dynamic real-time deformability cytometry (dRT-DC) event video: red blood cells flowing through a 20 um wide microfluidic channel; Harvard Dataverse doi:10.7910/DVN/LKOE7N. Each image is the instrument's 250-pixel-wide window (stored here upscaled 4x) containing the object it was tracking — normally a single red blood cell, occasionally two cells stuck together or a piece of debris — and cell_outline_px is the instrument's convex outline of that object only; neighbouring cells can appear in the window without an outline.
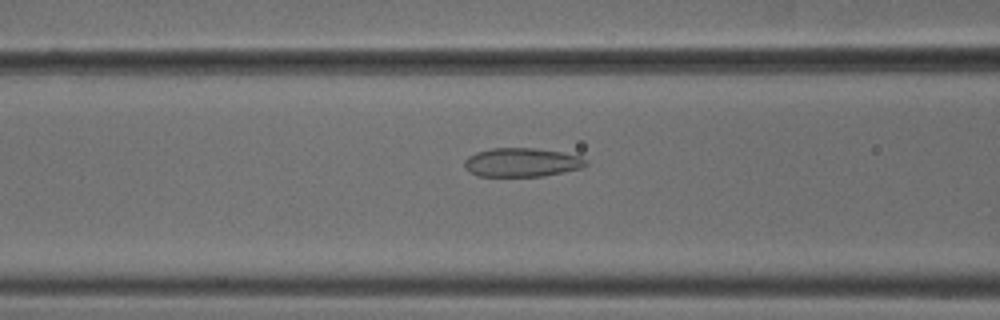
{"species": "common noctule bat (a hibernating species)", "species_latin": "Nyctalus noctula", "temperature_condition": "cold", "stored_images_in_passage": 54, "camera_frame_rate_fps": 3000, "um_per_image_px": 0.085, "animal": {"sex": "male", "body_mass_g": 18.8}, "frame": {"image": 1, "passage_image": 22, "time_ms": 7.0, "image_size_px": [1000, 320], "cell_outline_px": [[588, 164], [580, 168], [564, 172], [540, 176], [476, 176], [464, 168], [464, 160], [468, 156], [476, 152], [492, 148], [536, 148], [560, 152], [580, 156], [588, 160]], "centroid_in_image_um": [44.33, 13.8], "position_along_channel_um": 122.3, "area_um2": 20.46}}
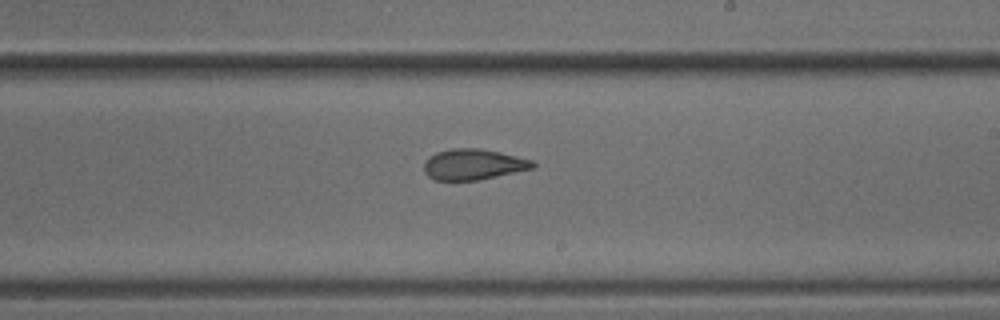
{"frame": {"image": 2, "passage_image": 32, "time_ms": 10.333, "image_size_px": [1000, 320], "cell_outline_px": [[536, 168], [476, 180], [432, 180], [424, 172], [424, 160], [428, 156], [436, 152], [452, 148], [480, 148], [500, 152], [532, 160], [536, 164]], "centroid_in_image_um": [40.21, 13.97], "position_along_channel_um": 248.8, "area_um2": 19.65}}
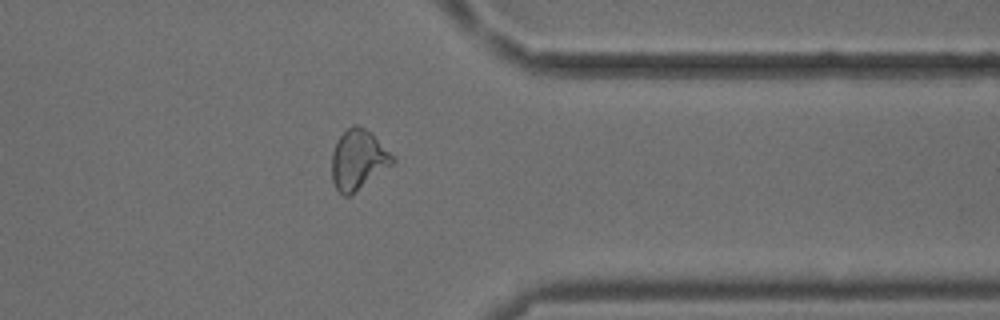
{"frame": {"image": 3, "passage_image": 43, "time_ms": 14.0, "image_size_px": [1000, 320], "cell_outline_px": [[396, 160], [392, 164], [348, 196], [344, 196], [336, 188], [332, 180], [332, 152], [336, 140], [352, 124], [356, 124], [372, 132]], "centroid_in_image_um": [30.42, 13.53], "position_along_channel_um": 381.0, "area_um2": 20.81}, "authors_computed_cell_mechanics": {"area_um2": 21.0392, "velocity_mm_per_s": 3.7939, "shape_relaxation_time_tau1_ms": 9.8467, "shape_relaxation_time_tau2_ms": 1.8787, "deformation_change_tau1": 0.1775, "deformation_change_tau2": 0.0763}}